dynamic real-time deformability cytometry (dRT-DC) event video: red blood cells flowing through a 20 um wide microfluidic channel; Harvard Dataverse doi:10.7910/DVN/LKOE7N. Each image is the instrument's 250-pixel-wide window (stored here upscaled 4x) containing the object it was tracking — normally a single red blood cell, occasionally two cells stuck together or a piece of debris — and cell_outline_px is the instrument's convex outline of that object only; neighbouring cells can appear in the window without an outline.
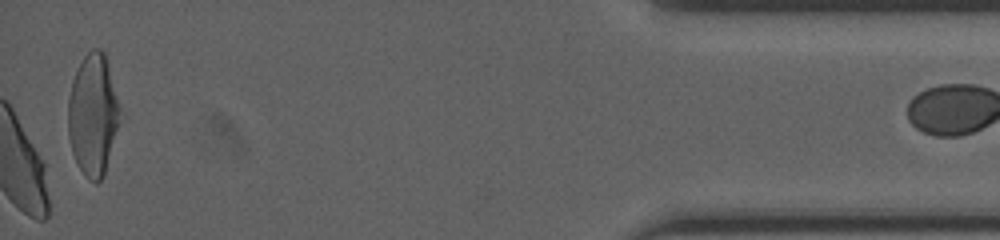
{"species": "human", "species_latin": "Homo sapiens", "temperature_condition": "cold", "stored_images_in_passage": 40, "camera_frame_rate_fps": 3000, "um_per_image_px": 0.085, "donor": {"sex": "female"}, "frame": {"image": 1, "passage_image": 40, "time_ms": 13.0, "image_size_px": [1000, 240], "cell_outline_px": [[120, 112], [104, 176], [96, 184], [88, 180], [84, 176], [72, 152], [68, 136], [68, 100], [72, 80], [84, 56], [92, 48], [100, 48], [104, 52], [120, 108]], "centroid_in_image_um": [7.87, 9.77], "position_along_channel_um": 427.3, "area_um2": 36.13}, "authors_computed_cell_mechanics": {"area_um2": 38.2058, "velocity_mm_per_s": 3.9833, "shape_relaxation_time_tau1_ms": 7.1942, "shape_relaxation_time_tau2_ms": null, "deformation_change_tau1": 0.1394, "deformation_change_tau2": null}}